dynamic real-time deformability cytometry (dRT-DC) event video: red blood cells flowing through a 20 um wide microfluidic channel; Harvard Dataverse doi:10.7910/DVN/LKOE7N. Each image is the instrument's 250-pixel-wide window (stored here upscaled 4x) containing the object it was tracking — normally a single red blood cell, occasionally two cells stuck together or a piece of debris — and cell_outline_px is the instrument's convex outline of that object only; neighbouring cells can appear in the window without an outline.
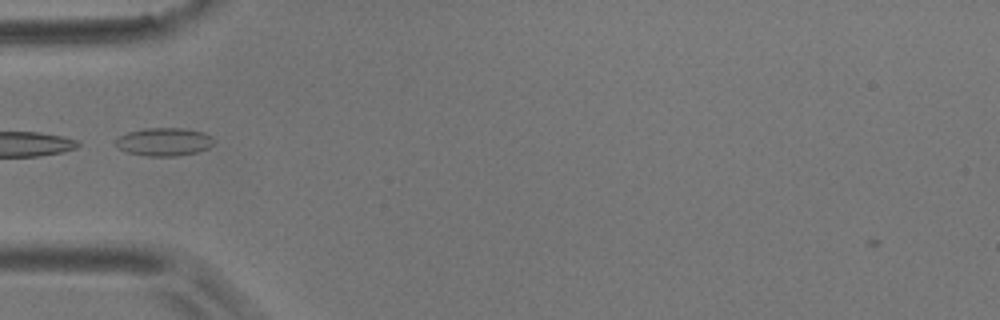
{"species": "common noctule bat (a hibernating species)", "species_latin": "Nyctalus noctula", "temperature_condition": "room temperature", "stored_images_in_passage": 9, "camera_frame_rate_fps": 3000, "um_per_image_px": 0.085, "animal": {"sex": "male", "body_mass_g": 17.9}, "frame": {"image": 1, "passage_image": 2, "time_ms": 0.333, "image_size_px": [1000, 320], "cell_outline_px": [[216, 140], [208, 148], [196, 152], [176, 156], [148, 156], [128, 152], [120, 148], [116, 144], [116, 140], [120, 136], [128, 132], [144, 128], [184, 128], [204, 132], [212, 136]], "centroid_in_image_um": [13.99, 12.04], "position_along_channel_um": 71.0, "area_um2": 16.01}}